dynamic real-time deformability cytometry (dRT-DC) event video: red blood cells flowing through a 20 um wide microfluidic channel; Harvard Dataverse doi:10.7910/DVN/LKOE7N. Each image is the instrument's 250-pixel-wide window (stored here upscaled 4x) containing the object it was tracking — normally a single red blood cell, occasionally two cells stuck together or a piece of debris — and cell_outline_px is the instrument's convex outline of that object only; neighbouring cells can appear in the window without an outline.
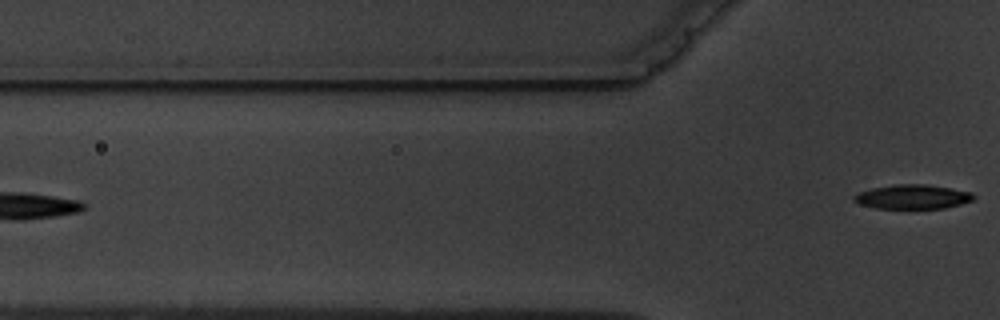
{"species": "common noctule bat (a hibernating species)", "species_latin": "Nyctalus noctula", "temperature_condition": "warm", "stored_images_in_passage": 2, "camera_frame_rate_fps": 3000, "um_per_image_px": 0.085, "animal": {"sex": "male", "body_mass_g": 19.5, "forearm_length_mm": 54.6}, "frame": {"image": 1, "passage_image": 2, "time_ms": 1.333, "image_size_px": [1000, 320], "cell_outline_px": [[976, 196], [972, 200], [960, 204], [944, 208], [876, 208], [860, 204], [852, 200], [852, 196], [860, 192], [872, 188], [896, 184], [924, 184], [972, 192]], "centroid_in_image_um": [77.55, 16.72], "position_along_channel_um": 48.2, "area_um2": 16.76}}